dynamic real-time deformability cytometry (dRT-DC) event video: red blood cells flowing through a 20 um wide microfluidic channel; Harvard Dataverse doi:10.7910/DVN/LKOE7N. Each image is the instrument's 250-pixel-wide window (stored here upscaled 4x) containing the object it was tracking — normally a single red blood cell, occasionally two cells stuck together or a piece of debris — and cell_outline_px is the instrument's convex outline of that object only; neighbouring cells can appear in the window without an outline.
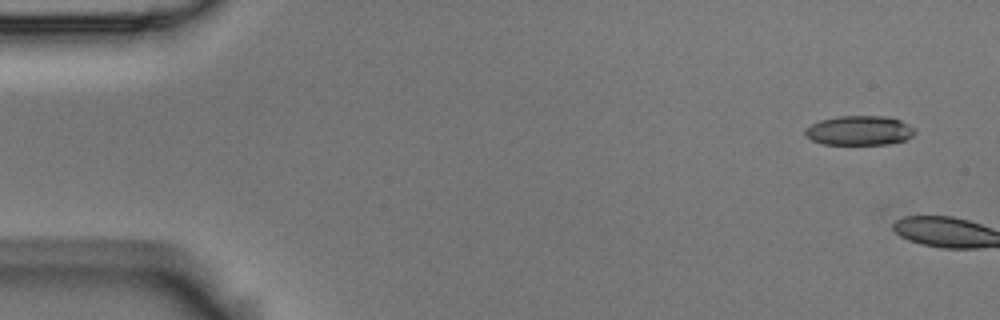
{"species": "Egyptian fruit bat (a non-hibernating species)", "species_latin": "Rousettus aegyptiacus", "temperature_condition": "room temperature", "stored_images_in_passage": 4, "camera_frame_rate_fps": 3000, "um_per_image_px": 0.085, "animal": {"sex": "male"}, "frame": {"image": 1, "passage_image": 1, "time_ms": 0.0, "image_size_px": [1000, 320], "cell_outline_px": [[916, 132], [912, 136], [904, 140], [888, 144], [824, 144], [812, 140], [804, 136], [804, 128], [820, 120], [836, 116], [884, 116], [900, 120], [916, 128]], "centroid_in_image_um": [73.03, 11.09], "position_along_channel_um": 12.0, "area_um2": 18.96}}